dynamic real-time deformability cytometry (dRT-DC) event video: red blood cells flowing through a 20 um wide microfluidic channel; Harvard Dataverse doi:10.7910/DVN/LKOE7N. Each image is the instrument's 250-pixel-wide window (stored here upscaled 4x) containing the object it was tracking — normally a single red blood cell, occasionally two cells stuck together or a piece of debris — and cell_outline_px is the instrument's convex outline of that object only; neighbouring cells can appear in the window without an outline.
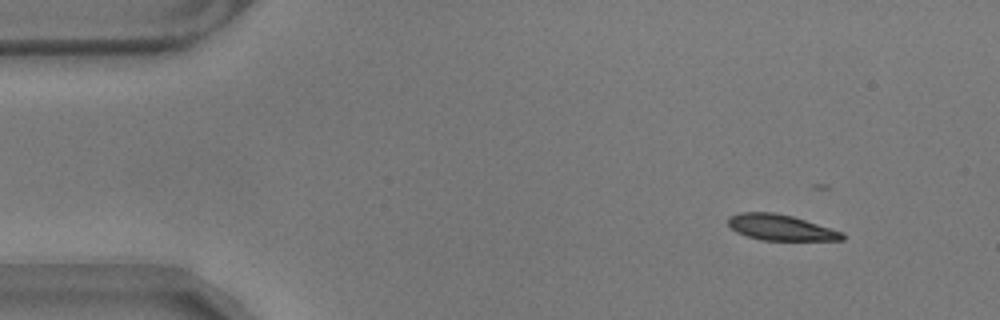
{"species": "common noctule bat (a hibernating species)", "species_latin": "Nyctalus noctula", "temperature_condition": "warm", "stored_images_in_passage": 20, "camera_frame_rate_fps": 3000, "um_per_image_px": 0.085, "animal": {"sex": "male", "body_mass_g": 17.9}, "frame": {"image": 1, "passage_image": 5, "time_ms": 1.333, "image_size_px": [1000, 320], "cell_outline_px": [[844, 240], [764, 240], [748, 236], [736, 232], [728, 224], [728, 216], [740, 212], [772, 212], [792, 216], [844, 232]], "centroid_in_image_um": [66.35, 19.33], "position_along_channel_um": 18.6, "area_um2": 17.05}}
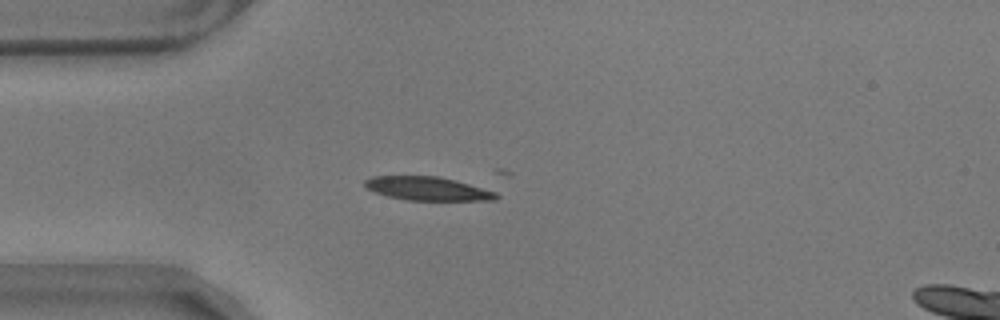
{"frame": {"image": 2, "passage_image": 14, "time_ms": 4.333, "image_size_px": [1000, 320], "cell_outline_px": [[500, 196], [496, 200], [408, 200], [388, 196], [376, 192], [368, 188], [364, 184], [364, 180], [372, 176], [440, 176], [456, 180], [496, 192]], "centroid_in_image_um": [36.37, 16.02], "position_along_channel_um": 48.6, "area_um2": 17.98}}